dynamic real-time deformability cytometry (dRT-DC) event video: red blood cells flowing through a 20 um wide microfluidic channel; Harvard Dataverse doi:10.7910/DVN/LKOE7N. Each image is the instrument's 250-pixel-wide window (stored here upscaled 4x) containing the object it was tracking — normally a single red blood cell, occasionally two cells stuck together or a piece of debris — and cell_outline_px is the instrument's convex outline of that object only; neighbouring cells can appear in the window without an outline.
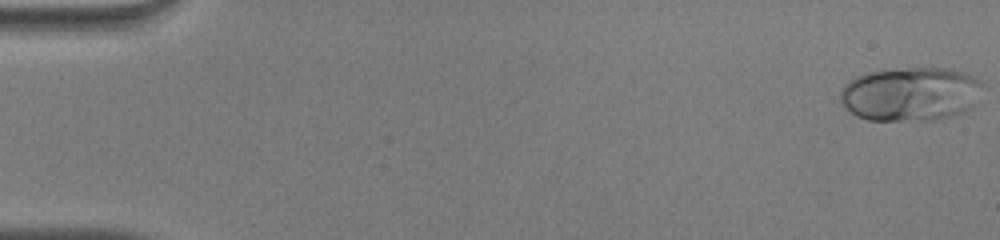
{"species": "human", "species_latin": "Homo sapiens", "temperature_condition": "warm", "stored_images_in_passage": 50, "camera_frame_rate_fps": 3000, "um_per_image_px": 0.085, "donor": {"sex": "male"}, "frame": {"image": 1, "passage_image": 1, "time_ms": 0.0, "image_size_px": [1000, 240], "cell_outline_px": [[980, 84], [976, 104], [972, 108], [964, 112], [932, 120], [868, 120], [856, 116], [844, 108], [840, 104], [840, 92], [844, 84], [848, 80], [864, 72], [908, 68], [948, 68], [964, 72], [980, 80]], "centroid_in_image_um": [77.34, 7.99], "position_along_channel_um": 7.7, "area_um2": 44.97}}
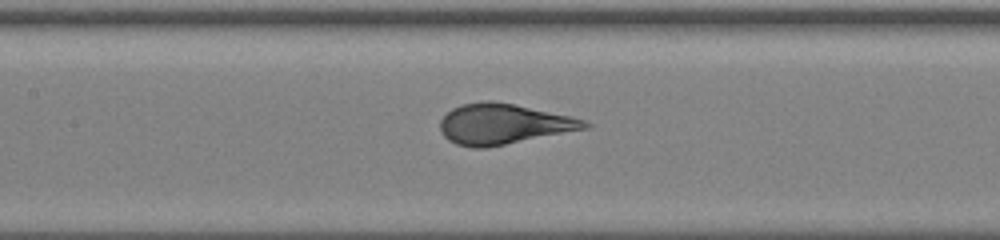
{"frame": {"image": 2, "passage_image": 24, "time_ms": 7.667, "image_size_px": [1000, 240], "cell_outline_px": [[592, 124], [588, 128], [488, 148], [472, 148], [456, 144], [448, 140], [440, 132], [440, 120], [452, 108], [460, 104], [484, 100], [492, 100], [512, 104], [568, 116], [584, 120]], "centroid_in_image_um": [42.73, 10.55], "position_along_channel_um": 164.7, "area_um2": 33.99}}
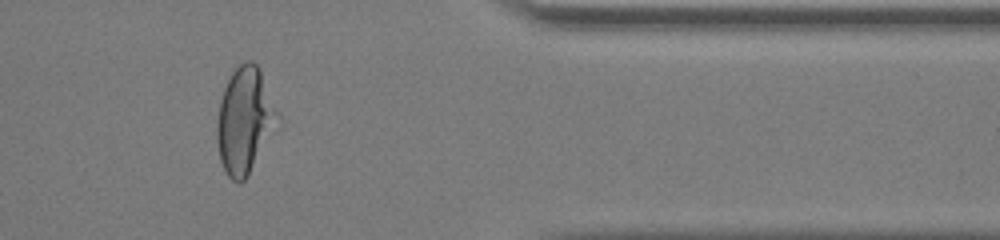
{"frame": {"image": 3, "passage_image": 42, "time_ms": 13.667, "image_size_px": [1000, 240], "cell_outline_px": [[284, 120], [280, 128], [248, 176], [240, 184], [232, 180], [228, 176], [220, 160], [216, 140], [216, 124], [220, 100], [224, 88], [232, 72], [244, 60], [252, 60], [260, 68]], "centroid_in_image_um": [20.89, 10.26], "position_along_channel_um": 390.5, "area_um2": 39.07}, "authors_computed_cell_mechanics": {"area_um2": 36.0383, "velocity_mm_per_s": 4.0984, "shape_relaxation_time_tau1_ms": 3.8347, "shape_relaxation_time_tau2_ms": null, "deformation_change_tau1": 0.2261, "deformation_change_tau2": null}}